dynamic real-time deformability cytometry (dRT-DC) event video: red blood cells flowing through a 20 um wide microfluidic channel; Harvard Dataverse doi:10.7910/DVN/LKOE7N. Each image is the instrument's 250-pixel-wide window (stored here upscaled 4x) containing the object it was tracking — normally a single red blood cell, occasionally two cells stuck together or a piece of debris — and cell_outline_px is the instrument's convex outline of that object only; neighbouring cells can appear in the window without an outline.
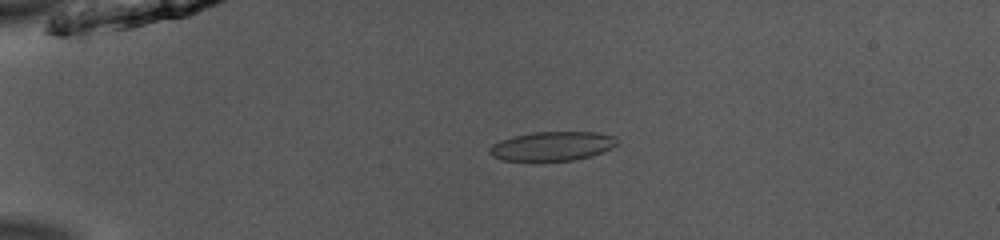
{"species": "common noctule bat (a hibernating species)", "species_latin": "Nyctalus noctula", "temperature_condition": "room temperature", "stored_images_in_passage": 52, "camera_frame_rate_fps": 3000, "um_per_image_px": 0.085, "animal": {"sex": "male", "body_mass_g": 13.0, "forearm_length_mm": 53.1}, "frame": {"image": 1, "passage_image": 13, "time_ms": 4.0, "image_size_px": [1000, 240], "cell_outline_px": [[620, 140], [612, 148], [592, 156], [576, 160], [500, 160], [492, 156], [488, 152], [488, 148], [492, 144], [500, 140], [512, 136], [536, 132], [596, 132], [616, 136]], "centroid_in_image_um": [46.95, 12.41], "position_along_channel_um": 38.0, "area_um2": 21.79}}
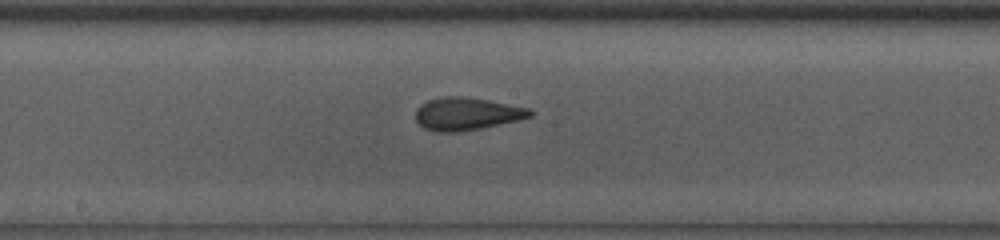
{"frame": {"image": 2, "passage_image": 29, "time_ms": 9.333, "image_size_px": [1000, 240], "cell_outline_px": [[536, 112], [532, 116], [516, 120], [480, 128], [456, 132], [436, 132], [424, 128], [416, 120], [416, 108], [420, 104], [428, 100], [444, 96], [460, 96], [488, 100], [528, 108]], "centroid_in_image_um": [39.64, 9.67], "position_along_channel_um": 208.6, "area_um2": 21.62}}
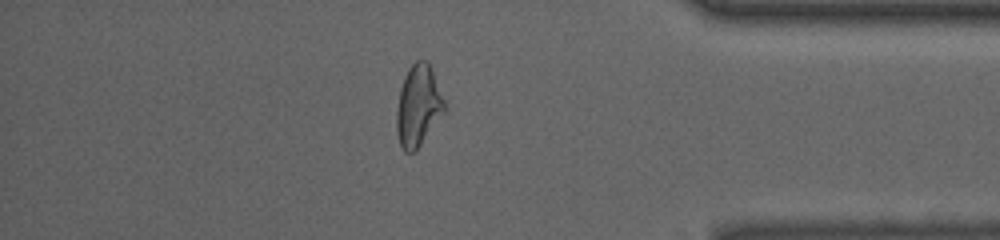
{"frame": {"image": 3, "passage_image": 45, "time_ms": 14.667, "image_size_px": [1000, 240], "cell_outline_px": [[444, 112], [416, 152], [404, 152], [400, 144], [396, 132], [396, 112], [400, 88], [404, 76], [408, 68], [416, 60], [428, 60], [432, 68], [444, 100]], "centroid_in_image_um": [35.53, 8.99], "position_along_channel_um": 399.7, "area_um2": 22.77}, "authors_computed_cell_mechanics": {"area_um2": 21.9929, "velocity_mm_per_s": 3.9785, "shape_relaxation_time_tau1_ms": 9.2522, "shape_relaxation_time_tau2_ms": 1.4082, "deformation_change_tau1": 0.2305, "deformation_change_tau2": 0.0901}}